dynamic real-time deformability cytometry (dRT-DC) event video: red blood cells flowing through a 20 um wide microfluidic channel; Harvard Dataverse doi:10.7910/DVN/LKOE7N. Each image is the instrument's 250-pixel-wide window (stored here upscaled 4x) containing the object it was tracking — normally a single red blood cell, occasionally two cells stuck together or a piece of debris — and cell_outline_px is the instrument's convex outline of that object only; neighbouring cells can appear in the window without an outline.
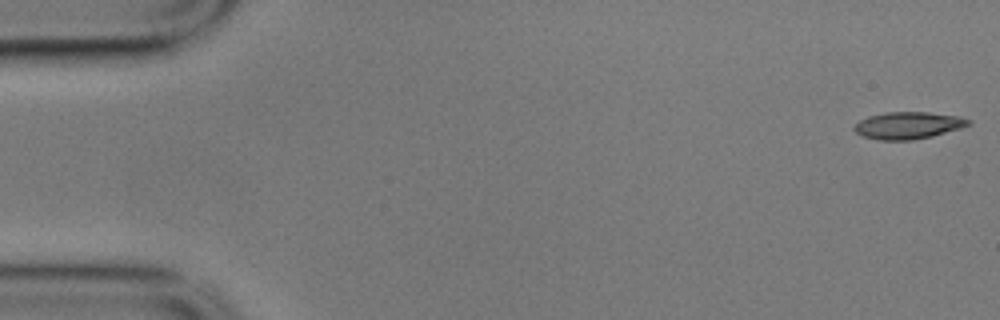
{"species": "common noctule bat (a hibernating species)", "species_latin": "Nyctalus noctula", "temperature_condition": "cold", "stored_images_in_passage": 15, "camera_frame_rate_fps": 3000, "um_per_image_px": 0.085, "animal": {"sex": "male", "body_mass_g": 17.9}, "frame": {"image": 1, "passage_image": 1, "time_ms": 0.0, "image_size_px": [1000, 320], "cell_outline_px": [[972, 124], [960, 128], [932, 136], [912, 140], [876, 140], [864, 136], [856, 132], [852, 128], [860, 120], [868, 116], [884, 112], [928, 112], [956, 116], [972, 120]], "centroid_in_image_um": [77.18, 10.66], "position_along_channel_um": 7.8, "area_um2": 17.98}}
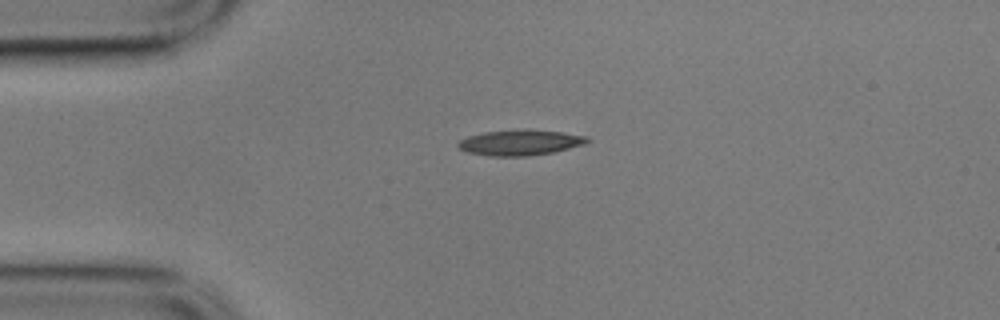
{"frame": {"image": 2, "passage_image": 13, "time_ms": 4.0, "image_size_px": [1000, 320], "cell_outline_px": [[592, 140], [584, 144], [552, 152], [528, 156], [488, 156], [468, 152], [460, 148], [456, 144], [460, 140], [468, 136], [484, 132], [516, 128], [528, 128], [564, 132], [588, 136]], "centroid_in_image_um": [44.23, 12.09], "position_along_channel_um": 40.8, "area_um2": 19.59}}